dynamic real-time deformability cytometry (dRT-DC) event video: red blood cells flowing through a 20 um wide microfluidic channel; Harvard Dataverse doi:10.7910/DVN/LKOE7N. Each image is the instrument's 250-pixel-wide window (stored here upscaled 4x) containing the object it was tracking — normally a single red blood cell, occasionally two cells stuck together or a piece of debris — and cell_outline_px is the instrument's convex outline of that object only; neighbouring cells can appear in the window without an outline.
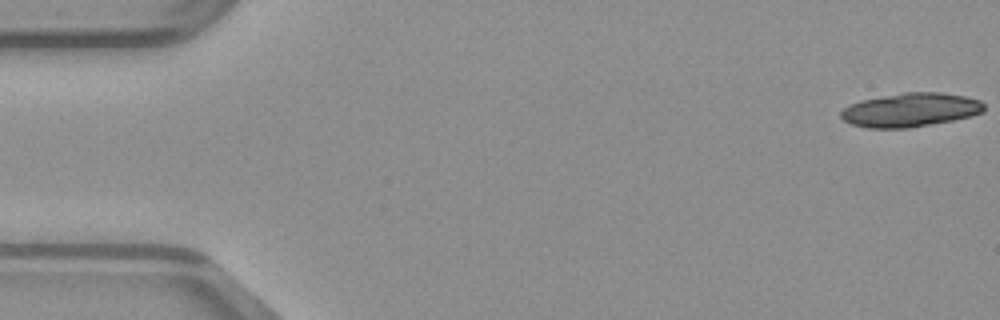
{"species": "common noctule bat (a hibernating species)", "species_latin": "Nyctalus noctula", "temperature_condition": "warm", "stored_images_in_passage": 17, "camera_frame_rate_fps": 3000, "um_per_image_px": 0.085, "animal": {"sex": "male", "body_mass_g": 23.1, "forearm_length_mm": 52.7}, "frame": {"image": 1, "passage_image": 1, "time_ms": 0.0, "image_size_px": [1000, 320], "cell_outline_px": [[984, 112], [972, 116], [952, 120], [908, 128], [868, 128], [852, 124], [844, 120], [840, 116], [840, 112], [844, 108], [860, 100], [904, 92], [940, 92], [964, 96], [980, 100], [984, 104]], "centroid_in_image_um": [77.4, 9.34], "position_along_channel_um": 7.6, "area_um2": 28.15}}